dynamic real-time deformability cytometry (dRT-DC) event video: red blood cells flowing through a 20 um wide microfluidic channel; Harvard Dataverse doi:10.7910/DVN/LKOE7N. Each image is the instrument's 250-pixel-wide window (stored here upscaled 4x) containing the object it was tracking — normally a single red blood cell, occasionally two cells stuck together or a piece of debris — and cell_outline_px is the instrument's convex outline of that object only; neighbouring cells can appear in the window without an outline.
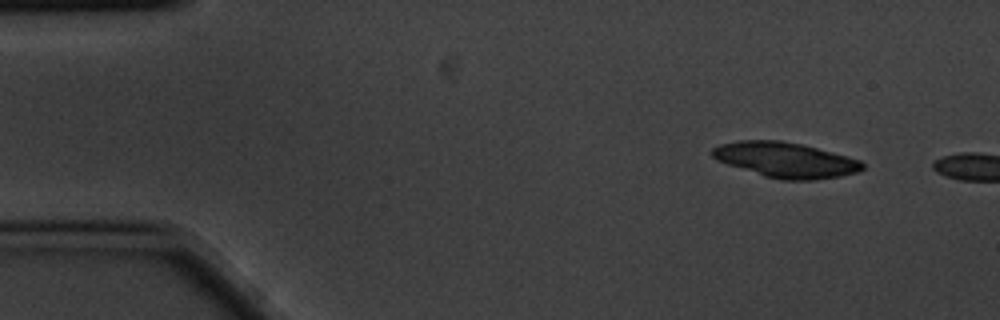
{"species": "common noctule bat (a hibernating species)", "species_latin": "Nyctalus noctula", "temperature_condition": "cold", "stored_images_in_passage": 2, "camera_frame_rate_fps": 3000, "um_per_image_px": 0.085, "animal": {"sex": "male", "body_mass_g": 20.1, "forearm_length_mm": 53.5}, "frame": {"image": 1, "passage_image": 1, "time_ms": 0.0, "image_size_px": [1000, 320], "cell_outline_px": [[864, 168], [856, 172], [840, 176], [816, 180], [784, 180], [764, 176], [716, 160], [712, 156], [712, 148], [720, 144], [740, 140], [780, 140], [804, 144], [848, 156], [860, 160], [864, 164]], "centroid_in_image_um": [66.79, 13.58], "position_along_channel_um": 18.2, "area_um2": 30.87}}